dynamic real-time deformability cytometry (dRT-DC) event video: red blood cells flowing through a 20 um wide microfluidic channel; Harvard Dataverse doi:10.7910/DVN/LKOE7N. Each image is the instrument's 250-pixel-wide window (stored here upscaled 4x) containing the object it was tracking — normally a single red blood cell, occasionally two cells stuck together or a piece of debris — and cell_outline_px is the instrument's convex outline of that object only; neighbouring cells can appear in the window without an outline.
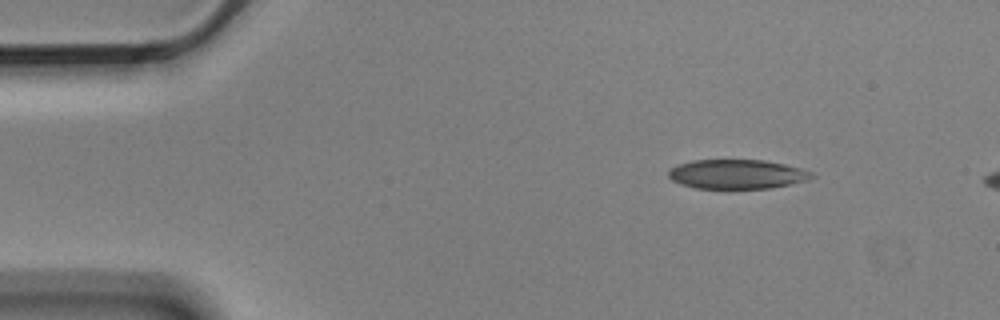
{"species": "Egyptian fruit bat (a non-hibernating species)", "species_latin": "Rousettus aegyptiacus", "temperature_condition": "cold", "stored_images_in_passage": 4, "camera_frame_rate_fps": 3000, "um_per_image_px": 0.085, "animal": {"sex": "male"}, "frame": {"image": 1, "passage_image": 1, "time_ms": 0.0, "image_size_px": [1000, 320], "cell_outline_px": [[816, 176], [808, 180], [792, 184], [772, 188], [696, 188], [680, 184], [672, 180], [668, 176], [668, 168], [692, 160], [764, 160], [784, 164], [800, 168], [812, 172]], "centroid_in_image_um": [62.65, 14.8], "position_along_channel_um": 22.4, "area_um2": 24.57}}